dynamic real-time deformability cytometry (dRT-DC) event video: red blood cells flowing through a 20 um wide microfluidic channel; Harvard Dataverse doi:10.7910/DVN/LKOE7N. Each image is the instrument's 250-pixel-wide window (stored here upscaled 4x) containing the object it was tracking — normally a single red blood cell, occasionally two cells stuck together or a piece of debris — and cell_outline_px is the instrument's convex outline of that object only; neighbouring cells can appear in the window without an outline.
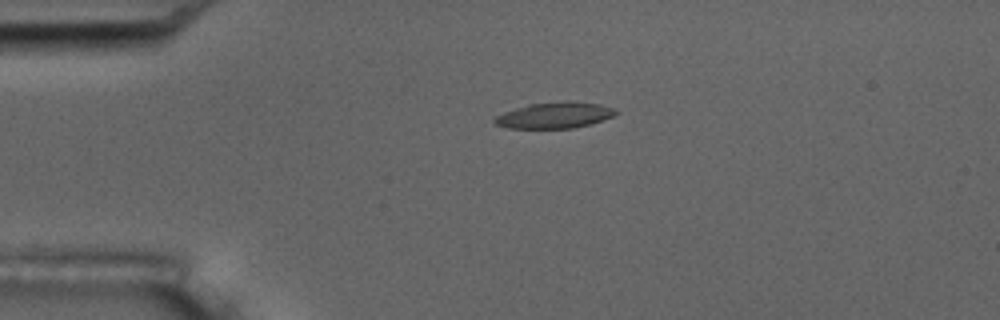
{"species": "common noctule bat (a hibernating species)", "species_latin": "Nyctalus noctula", "temperature_condition": "room temperature", "stored_images_in_passage": 2, "camera_frame_rate_fps": 3000, "um_per_image_px": 0.085, "animal": {"sex": "male", "body_mass_g": 17.5, "forearm_length_mm": 52.3}, "frame": {"image": 1, "passage_image": 1, "time_ms": 0.0, "image_size_px": [1000, 320], "cell_outline_px": [[620, 112], [612, 116], [588, 124], [572, 128], [508, 128], [496, 124], [492, 120], [496, 116], [504, 112], [528, 104], [564, 100], [568, 100], [600, 104], [616, 108]], "centroid_in_image_um": [47.15, 9.77], "position_along_channel_um": 37.9, "area_um2": 18.44}}